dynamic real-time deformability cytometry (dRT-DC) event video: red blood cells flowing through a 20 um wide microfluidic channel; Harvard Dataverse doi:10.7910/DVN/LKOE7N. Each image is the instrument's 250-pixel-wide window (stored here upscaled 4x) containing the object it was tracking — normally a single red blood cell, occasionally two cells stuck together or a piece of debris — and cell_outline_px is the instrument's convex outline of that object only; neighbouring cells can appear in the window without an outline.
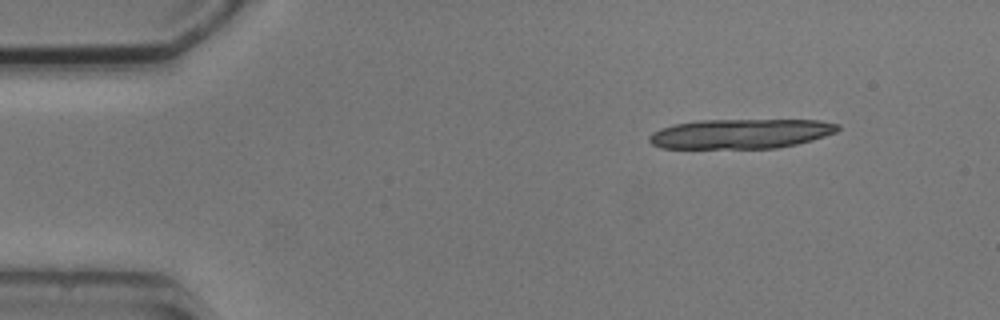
{"species": "common noctule bat (a hibernating species)", "species_latin": "Nyctalus noctula", "temperature_condition": "cold", "stored_images_in_passage": 5, "camera_frame_rate_fps": 3000, "um_per_image_px": 0.085, "animal": {"sex": "male", "body_mass_g": 20.5, "forearm_length_mm": 52.5}, "frame": {"image": 1, "passage_image": 1, "time_ms": 0.0, "image_size_px": [1000, 320], "cell_outline_px": [[840, 128], [836, 132], [812, 140], [796, 144], [776, 148], [660, 148], [652, 144], [648, 140], [648, 136], [652, 132], [660, 128], [676, 124], [696, 120], [820, 120], [840, 124]], "centroid_in_image_um": [62.95, 11.36], "position_along_channel_um": 22.1, "area_um2": 32.71}}
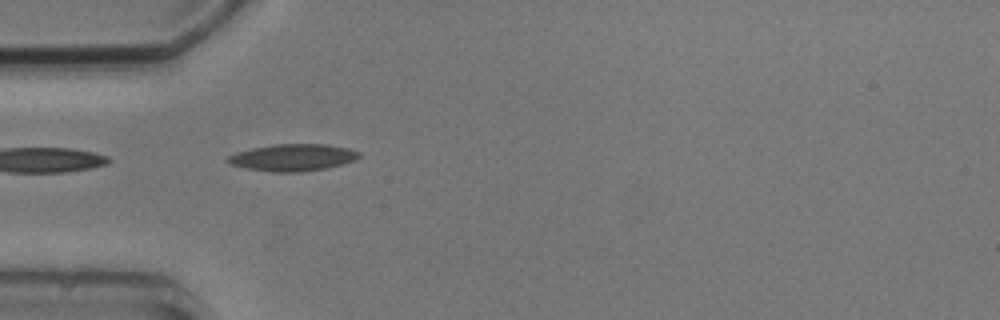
{"frame": {"image": 2, "passage_image": 4, "time_ms": 3.333, "image_size_px": [1000, 320], "cell_outline_px": [[360, 156], [356, 160], [328, 168], [300, 172], [272, 172], [248, 168], [232, 164], [224, 160], [228, 156], [236, 152], [252, 148], [272, 144], [324, 144], [348, 148], [360, 152]], "centroid_in_image_um": [24.9, 13.38], "position_along_channel_um": 60.1, "area_um2": 20.63}}